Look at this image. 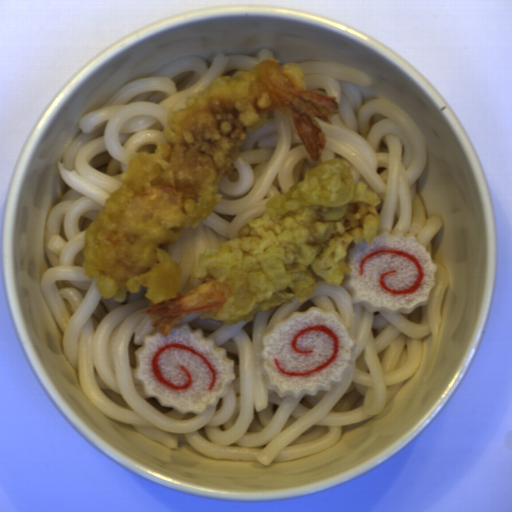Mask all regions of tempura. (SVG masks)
<instances>
[{
    "label": "tempura",
    "instance_id": "obj_1",
    "mask_svg": "<svg viewBox=\"0 0 512 512\" xmlns=\"http://www.w3.org/2000/svg\"><path fill=\"white\" fill-rule=\"evenodd\" d=\"M339 101L306 87L301 65L275 56L186 98L168 115L158 147L133 154L120 187L87 225L81 266L103 300L124 303L145 290L148 316L165 337L188 314L221 323L248 322L290 300L307 301L324 284L345 286L348 252L380 229V195L355 180L347 162L331 158L302 168L303 178L267 200L236 238L203 251L198 285L178 292L182 272L170 254L189 229L222 202L218 190L240 147L268 121L291 120L308 156L318 162Z\"/></svg>",
    "mask_w": 512,
    "mask_h": 512
}]
</instances>
